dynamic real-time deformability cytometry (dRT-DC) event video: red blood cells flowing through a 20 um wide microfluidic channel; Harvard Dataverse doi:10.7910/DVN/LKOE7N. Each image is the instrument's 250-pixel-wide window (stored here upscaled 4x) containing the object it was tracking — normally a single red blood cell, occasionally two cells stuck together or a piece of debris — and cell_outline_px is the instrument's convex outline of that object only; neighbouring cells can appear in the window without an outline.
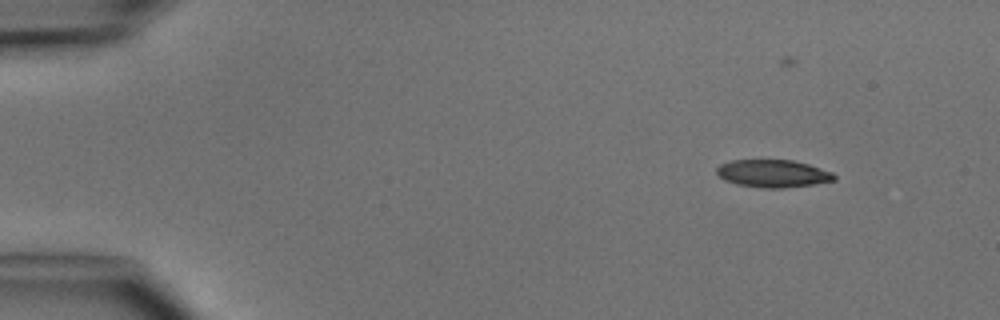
{"species": "common noctule bat (a hibernating species)", "species_latin": "Nyctalus noctula", "temperature_condition": "cold", "stored_images_in_passage": 7, "camera_frame_rate_fps": 3000, "um_per_image_px": 0.085, "animal": {"sex": "male", "body_mass_g": 15.6}, "frame": {"image": 1, "passage_image": 2, "time_ms": 2.0, "image_size_px": [1000, 320], "cell_outline_px": [[836, 180], [812, 184], [784, 188], [764, 188], [736, 184], [724, 180], [716, 172], [716, 168], [720, 164], [732, 160], [792, 160], [808, 164], [832, 172], [836, 176]], "centroid_in_image_um": [65.69, 14.75], "position_along_channel_um": 19.3, "area_um2": 18.84}}
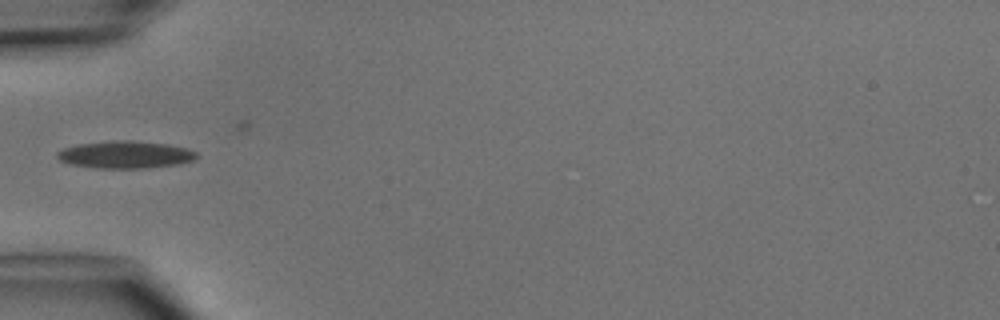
{"frame": {"image": 2, "passage_image": 5, "time_ms": 5.667, "image_size_px": [1000, 320], "cell_outline_px": [[200, 156], [192, 160], [180, 164], [144, 168], [96, 168], [72, 164], [60, 160], [56, 156], [56, 152], [64, 148], [80, 144], [112, 140], [132, 140], [168, 144], [188, 148], [196, 152]], "centroid_in_image_um": [10.69, 13.14], "position_along_channel_um": 74.3, "area_um2": 22.25}}
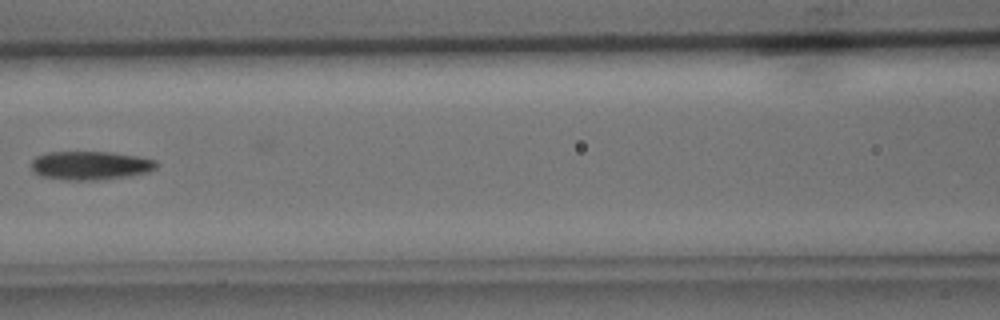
{"frame": {"image": 3, "passage_image": 7, "time_ms": 7.667, "image_size_px": [1000, 320], "cell_outline_px": [[160, 164], [156, 168], [148, 172], [128, 176], [100, 180], [64, 180], [40, 176], [32, 172], [32, 160], [36, 156], [48, 152], [108, 152], [136, 156], [156, 160]], "centroid_in_image_um": [7.67, 14.07], "position_along_channel_um": 158.9, "area_um2": 21.04}}